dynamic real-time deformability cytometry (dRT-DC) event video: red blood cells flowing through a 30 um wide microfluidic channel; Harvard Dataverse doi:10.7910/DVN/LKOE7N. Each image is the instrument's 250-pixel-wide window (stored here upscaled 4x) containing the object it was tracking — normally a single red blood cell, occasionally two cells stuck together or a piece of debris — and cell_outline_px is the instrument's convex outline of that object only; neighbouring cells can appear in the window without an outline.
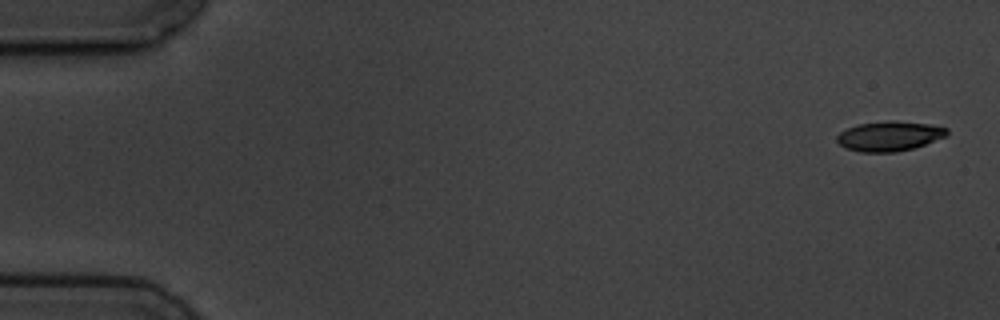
{"species": "common noctule bat (a hibernating species)", "species_latin": "Nyctalus noctula", "temperature_condition": "cold", "stored_images_in_passage": 6, "camera_frame_rate_fps": 3000, "um_per_image_px": 0.085, "animal": {"sex": "male", "body_mass_g": 19.5, "forearm_length_mm": 54.6}, "frame": {"image": 1, "passage_image": 1, "time_ms": 0.0, "image_size_px": [1000, 320], "cell_outline_px": [[948, 136], [912, 148], [896, 152], [860, 152], [844, 148], [836, 140], [836, 136], [840, 132], [856, 124], [888, 120], [896, 120], [928, 124], [948, 128]], "centroid_in_image_um": [75.58, 11.56], "position_along_channel_um": 9.4, "area_um2": 19.25}}
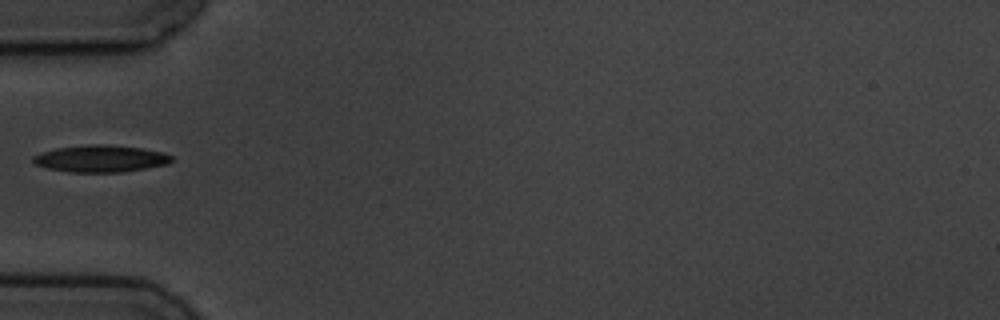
{"frame": {"image": 2, "passage_image": 5, "time_ms": 5.667, "image_size_px": [1000, 320], "cell_outline_px": [[172, 160], [168, 164], [124, 172], [68, 172], [48, 168], [36, 164], [32, 160], [32, 156], [40, 152], [56, 148], [88, 144], [108, 144], [140, 148], [164, 152], [172, 156]], "centroid_in_image_um": [8.55, 13.48], "position_along_channel_um": 76.5, "area_um2": 21.85}}
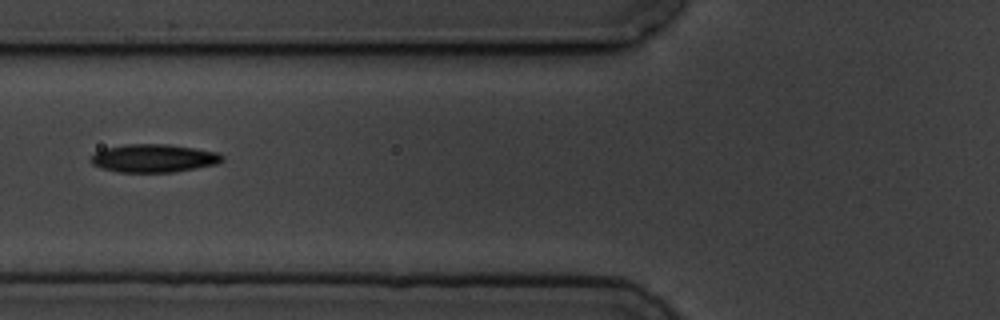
{"frame": {"image": 3, "passage_image": 6, "time_ms": 6.667, "image_size_px": [1000, 320], "cell_outline_px": [[224, 160], [216, 164], [196, 168], [172, 172], [116, 172], [100, 168], [92, 164], [88, 160], [96, 152], [104, 148], [124, 144], [168, 144], [216, 152], [224, 156]], "centroid_in_image_um": [13.02, 13.45], "position_along_channel_um": 112.8, "area_um2": 21.56}}